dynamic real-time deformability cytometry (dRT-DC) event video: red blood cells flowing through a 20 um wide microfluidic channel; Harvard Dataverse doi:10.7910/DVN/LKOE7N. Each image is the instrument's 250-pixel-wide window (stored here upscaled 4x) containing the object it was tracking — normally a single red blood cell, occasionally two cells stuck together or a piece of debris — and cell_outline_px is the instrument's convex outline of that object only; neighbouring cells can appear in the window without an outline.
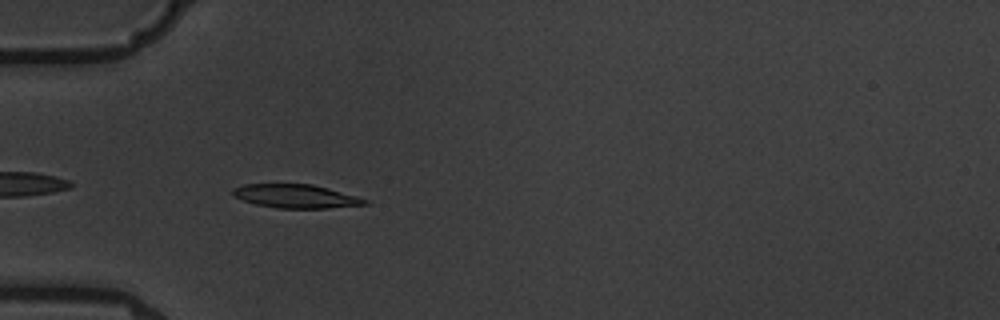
{"species": "common noctule bat (a hibernating species)", "species_latin": "Nyctalus noctula", "temperature_condition": "warm", "stored_images_in_passage": 6, "camera_frame_rate_fps": 3000, "um_per_image_px": 0.085, "animal": {"sex": "male", "body_mass_g": 19.5, "forearm_length_mm": 54.6}, "frame": {"image": 1, "passage_image": 5, "time_ms": 5.667, "image_size_px": [1000, 320], "cell_outline_px": [[368, 204], [328, 208], [276, 208], [256, 204], [232, 196], [232, 188], [244, 184], [312, 184], [328, 188], [356, 196], [368, 200]], "centroid_in_image_um": [25.12, 16.67], "position_along_channel_um": 59.9, "area_um2": 18.09}}